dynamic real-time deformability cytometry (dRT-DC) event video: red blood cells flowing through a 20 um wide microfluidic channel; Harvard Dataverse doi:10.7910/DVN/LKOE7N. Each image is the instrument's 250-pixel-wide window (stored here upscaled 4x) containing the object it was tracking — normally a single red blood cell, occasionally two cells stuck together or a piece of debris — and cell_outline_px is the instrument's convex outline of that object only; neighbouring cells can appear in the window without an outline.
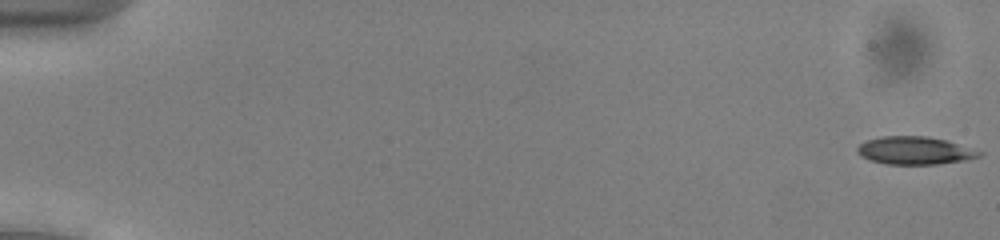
{"species": "common noctule bat (a hibernating species)", "species_latin": "Nyctalus noctula", "temperature_condition": "cold", "stored_images_in_passage": 53, "camera_frame_rate_fps": 3000, "um_per_image_px": 0.085, "animal": {"sex": "male", "body_mass_g": 13.0, "forearm_length_mm": 53.1}, "frame": {"image": 1, "passage_image": 1, "time_ms": 0.0, "image_size_px": [1000, 240], "cell_outline_px": [[984, 152], [980, 156], [964, 160], [936, 164], [888, 164], [872, 160], [860, 156], [856, 152], [856, 148], [860, 144], [868, 140], [880, 136], [928, 136], [944, 140]], "centroid_in_image_um": [77.72, 12.79], "position_along_channel_um": 7.3, "area_um2": 19.54}}
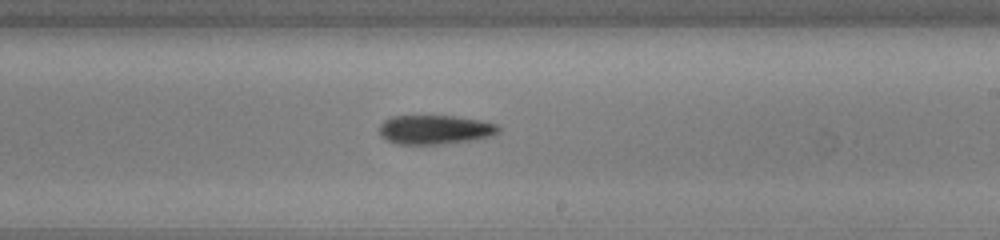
{"frame": {"image": 2, "passage_image": 33, "time_ms": 10.667, "image_size_px": [1000, 240], "cell_outline_px": [[500, 132], [492, 136], [476, 140], [444, 144], [396, 144], [380, 136], [380, 124], [384, 120], [392, 116], [456, 116], [480, 120], [496, 124], [500, 128]], "centroid_in_image_um": [37.0, 11.03], "position_along_channel_um": 252.0, "area_um2": 20.46}}
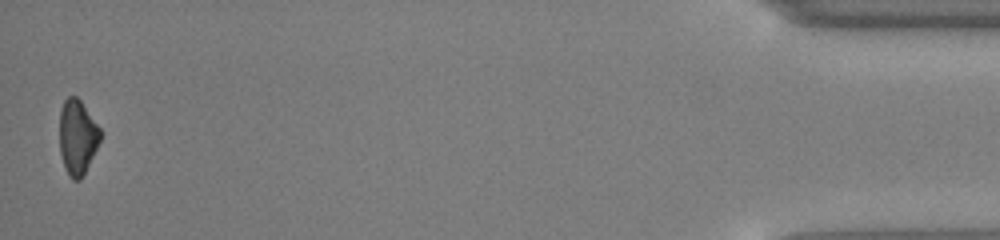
{"frame": {"image": 3, "passage_image": 53, "time_ms": 17.333, "image_size_px": [1000, 240], "cell_outline_px": [[100, 140], [80, 180], [72, 180], [68, 176], [64, 168], [60, 152], [60, 108], [64, 100], [68, 96], [76, 96], [80, 100], [100, 128]], "centroid_in_image_um": [6.55, 11.65], "position_along_channel_um": 428.6, "area_um2": 17.57}, "authors_computed_cell_mechanics": {"area_um2": 19.941, "velocity_mm_per_s": 3.9283, "shape_relaxation_time_tau1_ms": 3.0711, "shape_relaxation_time_tau2_ms": null, "deformation_change_tau1": 0.1035, "deformation_change_tau2": null}}